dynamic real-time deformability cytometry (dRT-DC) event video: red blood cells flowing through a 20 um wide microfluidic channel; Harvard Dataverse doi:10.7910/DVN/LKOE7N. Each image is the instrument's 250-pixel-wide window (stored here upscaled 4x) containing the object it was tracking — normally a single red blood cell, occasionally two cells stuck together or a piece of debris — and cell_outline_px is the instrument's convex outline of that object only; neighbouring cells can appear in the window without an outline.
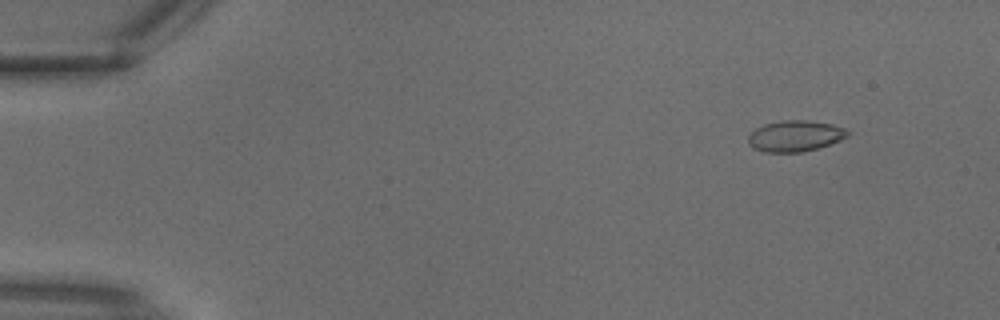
{"species": "common noctule bat (a hibernating species)", "species_latin": "Nyctalus noctula", "temperature_condition": "warm", "stored_images_in_passage": 16, "camera_frame_rate_fps": 3000, "um_per_image_px": 0.085, "animal": {"sex": "male", "body_mass_g": 18.8}, "frame": {"image": 1, "passage_image": 4, "time_ms": 1.0, "image_size_px": [1000, 320], "cell_outline_px": [[848, 136], [840, 140], [820, 148], [800, 152], [764, 152], [752, 148], [748, 144], [748, 136], [756, 128], [764, 124], [780, 120], [808, 120], [832, 124], [844, 128], [848, 132]], "centroid_in_image_um": [67.56, 11.56], "position_along_channel_um": 17.4, "area_um2": 18.09}}
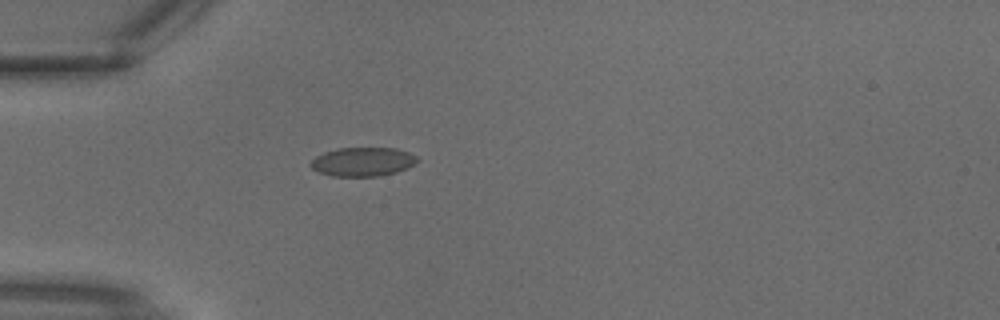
{"frame": {"image": 2, "passage_image": 10, "time_ms": 3.0, "image_size_px": [1000, 320], "cell_outline_px": [[420, 160], [396, 172], [380, 176], [332, 176], [320, 172], [312, 168], [308, 164], [316, 156], [324, 152], [336, 148], [396, 148], [408, 152], [416, 156]], "centroid_in_image_um": [30.8, 13.74], "position_along_channel_um": 54.2, "area_um2": 17.86}}
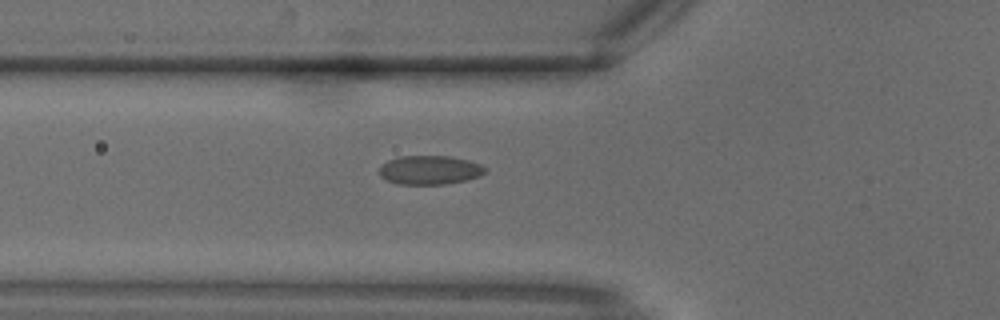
{"frame": {"image": 3, "passage_image": 12, "time_ms": 3.667, "image_size_px": [1000, 320], "cell_outline_px": [[488, 168], [480, 176], [464, 180], [444, 184], [400, 184], [388, 180], [380, 176], [380, 164], [388, 160], [400, 156], [452, 156], [468, 160], [480, 164]], "centroid_in_image_um": [36.53, 14.44], "position_along_channel_um": 89.3, "area_um2": 17.8}}